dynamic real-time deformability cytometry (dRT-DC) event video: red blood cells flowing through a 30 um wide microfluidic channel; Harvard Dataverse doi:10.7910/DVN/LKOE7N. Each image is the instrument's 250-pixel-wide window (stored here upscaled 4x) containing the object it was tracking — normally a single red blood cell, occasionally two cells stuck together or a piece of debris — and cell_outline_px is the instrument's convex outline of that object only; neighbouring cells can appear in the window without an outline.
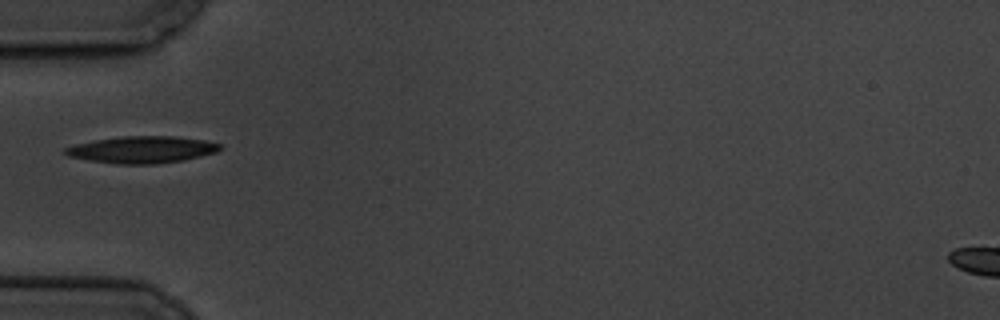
{"species": "common noctule bat (a hibernating species)", "species_latin": "Nyctalus noctula", "temperature_condition": "cold", "stored_images_in_passage": 8, "camera_frame_rate_fps": 3000, "um_per_image_px": 0.085, "animal": {"sex": "male", "body_mass_g": 19.5, "forearm_length_mm": 54.6}, "frame": {"image": 1, "passage_image": 6, "time_ms": 6.0, "image_size_px": [1000, 320], "cell_outline_px": [[224, 148], [216, 152], [184, 160], [156, 164], [116, 164], [68, 156], [60, 152], [64, 148], [76, 144], [96, 140], [124, 136], [172, 136], [204, 140], [220, 144]], "centroid_in_image_um": [12.07, 12.72], "position_along_channel_um": 72.9, "area_um2": 24.16}}
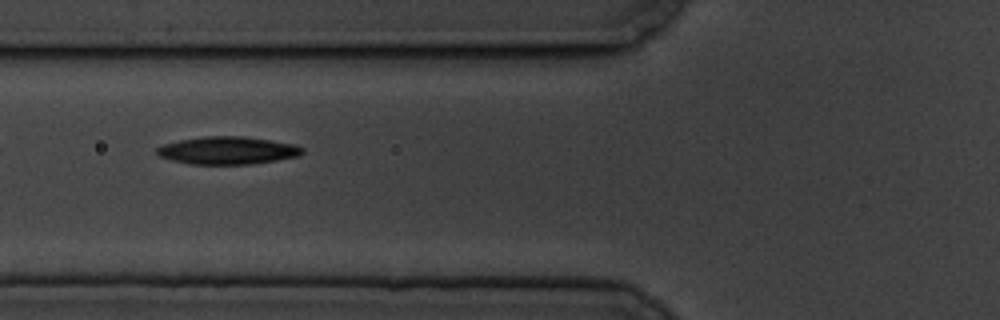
{"frame": {"image": 2, "passage_image": 7, "time_ms": 7.0, "image_size_px": [1000, 320], "cell_outline_px": [[304, 152], [300, 156], [252, 164], [192, 164], [172, 160], [160, 156], [156, 152], [156, 148], [164, 144], [180, 140], [204, 136], [244, 136], [296, 144], [304, 148]], "centroid_in_image_um": [19.39, 12.78], "position_along_channel_um": 106.4, "area_um2": 23.47}}
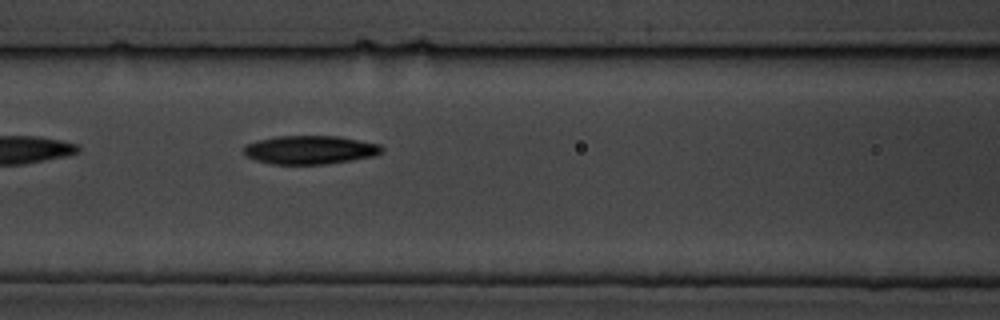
{"frame": {"image": 3, "passage_image": 8, "time_ms": 8.0, "image_size_px": [1000, 320], "cell_outline_px": [[384, 148], [376, 156], [352, 160], [324, 164], [272, 164], [256, 160], [244, 156], [244, 148], [248, 144], [256, 140], [276, 136], [340, 136], [380, 144]], "centroid_in_image_um": [26.36, 12.73], "position_along_channel_um": 140.2, "area_um2": 23.06}}